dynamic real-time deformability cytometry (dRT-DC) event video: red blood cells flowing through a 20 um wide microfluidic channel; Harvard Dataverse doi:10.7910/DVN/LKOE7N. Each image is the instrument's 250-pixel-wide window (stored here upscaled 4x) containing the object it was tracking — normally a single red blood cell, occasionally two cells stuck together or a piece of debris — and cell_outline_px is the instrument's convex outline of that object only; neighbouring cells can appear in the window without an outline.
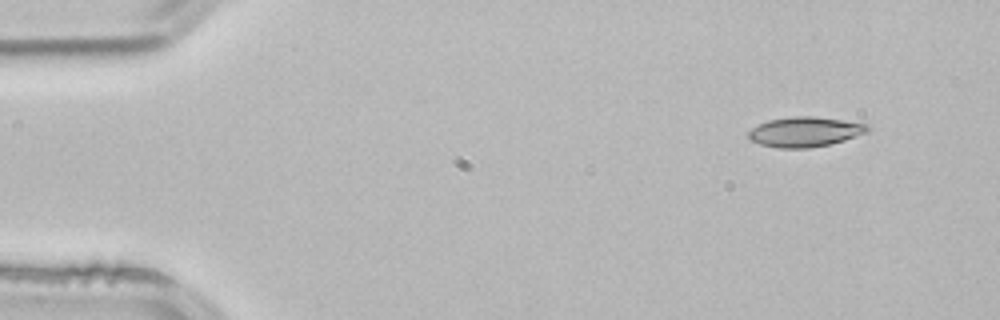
{"species": "common noctule bat (a hibernating species)", "species_latin": "Nyctalus noctula", "temperature_condition": "room temperature", "stored_images_in_passage": 3, "camera_frame_rate_fps": 3000, "um_per_image_px": 0.085, "animal": {"sex": "male", "body_mass_g": 21.5, "forearm_length_mm": 52.0}, "frame": {"image": 1, "passage_image": 1, "time_ms": 0.0, "image_size_px": [1000, 320], "cell_outline_px": [[872, 128], [868, 132], [832, 144], [808, 148], [780, 148], [760, 144], [752, 140], [748, 136], [748, 132], [752, 128], [768, 120], [792, 116], [816, 116], [868, 124]], "centroid_in_image_um": [68.46, 11.2], "position_along_channel_um": 16.5, "area_um2": 20.81}}
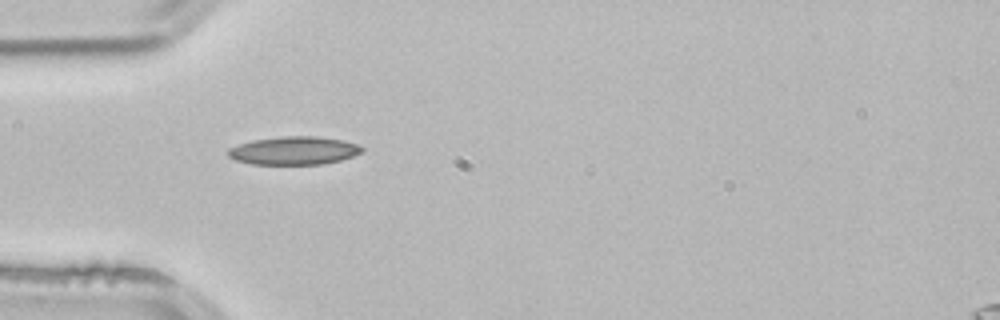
{"frame": {"image": 2, "passage_image": 3, "time_ms": 0.667, "image_size_px": [1000, 320], "cell_outline_px": [[364, 152], [340, 160], [324, 164], [252, 164], [236, 160], [228, 156], [228, 148], [252, 140], [284, 136], [316, 136], [340, 140], [360, 144], [364, 148]], "centroid_in_image_um": [25.01, 12.8], "position_along_channel_um": 60.0, "area_um2": 21.96}}